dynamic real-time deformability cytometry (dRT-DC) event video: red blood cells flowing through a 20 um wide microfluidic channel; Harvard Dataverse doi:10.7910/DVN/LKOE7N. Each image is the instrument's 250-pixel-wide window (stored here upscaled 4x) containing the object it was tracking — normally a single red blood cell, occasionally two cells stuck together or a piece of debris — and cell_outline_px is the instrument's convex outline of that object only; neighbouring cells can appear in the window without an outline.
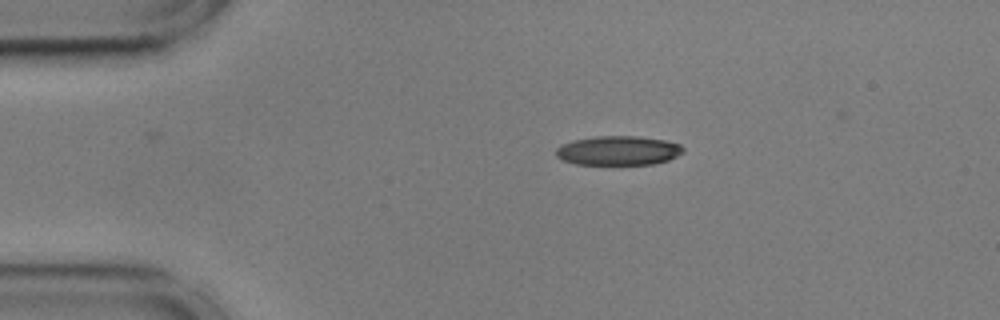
{"species": "common noctule bat (a hibernating species)", "species_latin": "Nyctalus noctula", "temperature_condition": "cold", "stored_images_in_passage": 46, "camera_frame_rate_fps": 3000, "um_per_image_px": 0.085, "animal": {"sex": "male", "body_mass_g": 17.9, "forearm_length_mm": 54.2}, "frame": {"image": 1, "passage_image": 1, "time_ms": 0.0, "image_size_px": [1000, 320], "cell_outline_px": [[684, 152], [668, 160], [652, 164], [576, 164], [564, 160], [556, 156], [556, 148], [560, 144], [572, 140], [596, 136], [640, 136], [664, 140], [680, 144], [684, 148]], "centroid_in_image_um": [52.54, 12.79], "position_along_channel_um": 32.5, "area_um2": 21.73}}
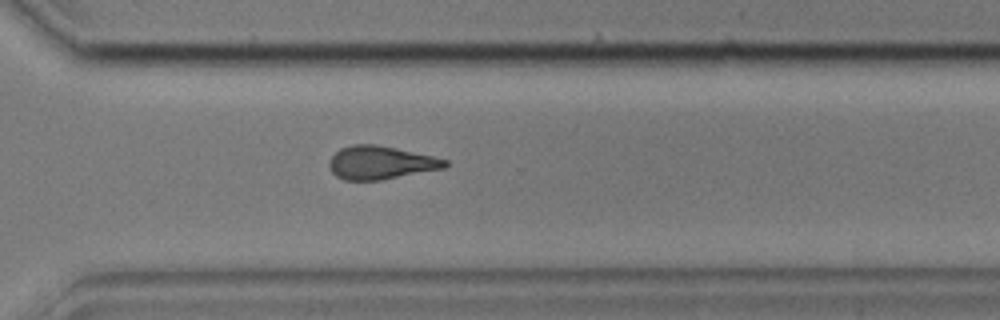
{"frame": {"image": 2, "passage_image": 30, "time_ms": 9.667, "image_size_px": [1000, 320], "cell_outline_px": [[448, 164], [444, 168], [380, 180], [344, 180], [336, 176], [332, 172], [328, 164], [328, 160], [340, 148], [352, 144], [376, 144], [396, 148], [432, 156], [448, 160]], "centroid_in_image_um": [32.32, 13.82], "position_along_channel_um": 338.3, "area_um2": 22.37}}
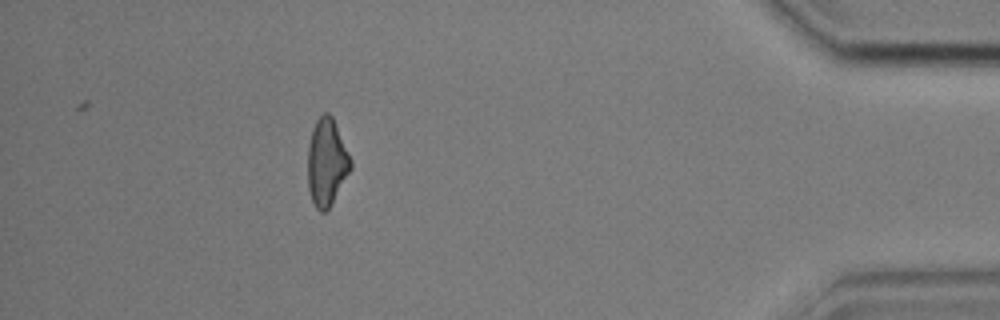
{"frame": {"image": 3, "passage_image": 40, "time_ms": 13.0, "image_size_px": [1000, 320], "cell_outline_px": [[352, 168], [328, 208], [324, 212], [320, 212], [316, 208], [312, 200], [308, 188], [308, 144], [312, 128], [316, 120], [324, 112], [328, 112], [332, 116], [352, 160]], "centroid_in_image_um": [27.76, 13.76], "position_along_channel_um": 407.4, "area_um2": 21.68}, "authors_computed_cell_mechanics": {"area_um2": 22.6576, "velocity_mm_per_s": 3.6014, "shape_relaxation_time_tau1_ms": null, "shape_relaxation_time_tau2_ms": 4.8775, "deformation_change_tau1": null, "deformation_change_tau2": 0.1511}}